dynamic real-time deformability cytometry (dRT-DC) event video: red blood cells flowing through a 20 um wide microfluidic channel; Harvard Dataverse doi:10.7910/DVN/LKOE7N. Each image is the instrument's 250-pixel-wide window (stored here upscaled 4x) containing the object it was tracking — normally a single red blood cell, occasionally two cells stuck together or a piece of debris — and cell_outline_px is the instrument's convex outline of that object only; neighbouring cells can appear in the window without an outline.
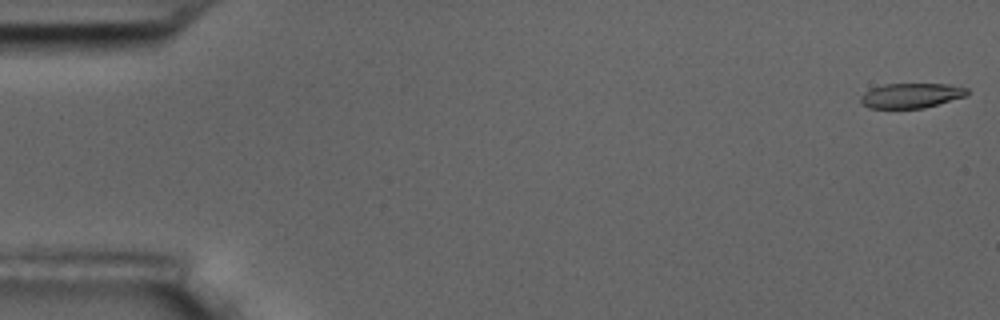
{"species": "common noctule bat (a hibernating species)", "species_latin": "Nyctalus noctula", "temperature_condition": "room temperature", "stored_images_in_passage": 4, "camera_frame_rate_fps": 3000, "um_per_image_px": 0.085, "animal": {"sex": "male", "body_mass_g": 17.5, "forearm_length_mm": 52.3}, "frame": {"image": 1, "passage_image": 1, "time_ms": 0.0, "image_size_px": [1000, 320], "cell_outline_px": [[968, 92], [964, 96], [924, 108], [868, 108], [860, 100], [860, 96], [864, 92], [872, 88], [884, 84], [948, 84], [968, 88]], "centroid_in_image_um": [77.42, 8.12], "position_along_channel_um": 7.6, "area_um2": 15.26}}